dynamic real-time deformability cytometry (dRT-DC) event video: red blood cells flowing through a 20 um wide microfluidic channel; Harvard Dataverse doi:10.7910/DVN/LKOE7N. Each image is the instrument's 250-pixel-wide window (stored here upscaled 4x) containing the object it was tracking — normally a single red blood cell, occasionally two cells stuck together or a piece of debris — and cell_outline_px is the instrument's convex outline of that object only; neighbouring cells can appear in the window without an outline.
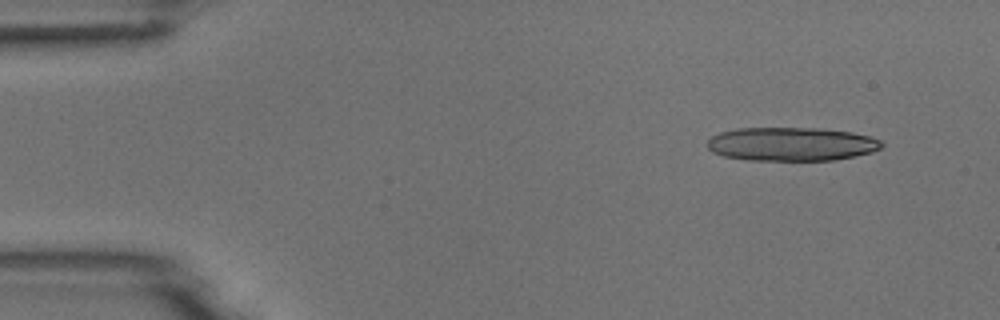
{"species": "common noctule bat (a hibernating species)", "species_latin": "Nyctalus noctula", "temperature_condition": "room temperature", "stored_images_in_passage": 6, "camera_frame_rate_fps": 3000, "um_per_image_px": 0.085, "animal": {"sex": "male", "body_mass_g": 18.8}, "frame": {"image": 1, "passage_image": 1, "time_ms": 0.0, "image_size_px": [1000, 320], "cell_outline_px": [[884, 144], [880, 148], [872, 152], [836, 160], [748, 160], [724, 156], [712, 152], [708, 148], [708, 140], [712, 136], [720, 132], [736, 128], [816, 128], [852, 132], [868, 136], [880, 140]], "centroid_in_image_um": [67.26, 12.24], "position_along_channel_um": 17.7, "area_um2": 34.16}}